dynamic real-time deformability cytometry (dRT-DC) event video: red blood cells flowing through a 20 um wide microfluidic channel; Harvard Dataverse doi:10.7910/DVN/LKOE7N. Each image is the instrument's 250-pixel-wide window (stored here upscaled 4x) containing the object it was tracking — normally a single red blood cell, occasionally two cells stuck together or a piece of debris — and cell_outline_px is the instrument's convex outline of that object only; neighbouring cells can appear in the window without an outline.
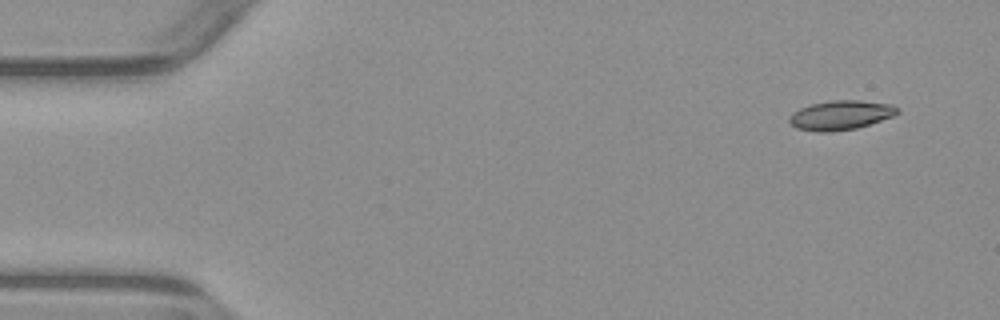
{"species": "common noctule bat (a hibernating species)", "species_latin": "Nyctalus noctula", "temperature_condition": "warm", "stored_images_in_passage": 5, "camera_frame_rate_fps": 3000, "um_per_image_px": 0.085, "animal": {"sex": "male", "body_mass_g": 23.1, "forearm_length_mm": 52.7}, "frame": {"image": 1, "passage_image": 1, "time_ms": 0.0, "image_size_px": [1000, 320], "cell_outline_px": [[900, 112], [892, 116], [856, 128], [832, 132], [820, 132], [796, 128], [788, 120], [788, 116], [792, 112], [800, 108], [812, 104], [832, 100], [860, 100], [892, 104], [900, 108]], "centroid_in_image_um": [71.45, 9.78], "position_along_channel_um": 13.5, "area_um2": 18.5}}
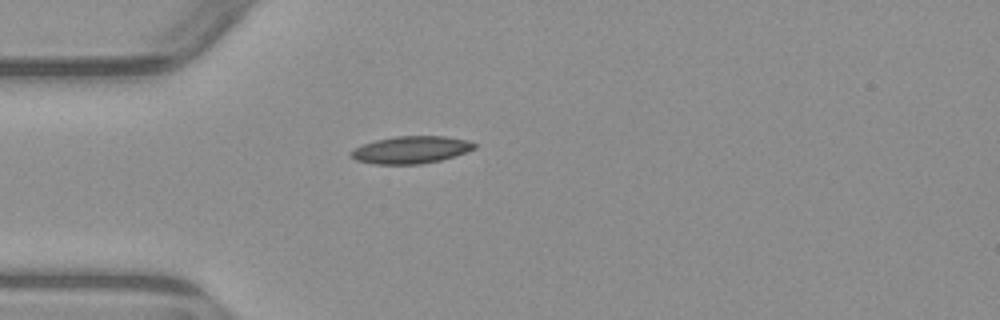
{"frame": {"image": 2, "passage_image": 4, "time_ms": 3.667, "image_size_px": [1000, 320], "cell_outline_px": [[476, 148], [440, 160], [420, 164], [372, 164], [356, 160], [348, 152], [364, 144], [376, 140], [396, 136], [444, 136], [468, 140], [476, 144]], "centroid_in_image_um": [34.92, 12.73], "position_along_channel_um": 50.1, "area_um2": 19.42}}